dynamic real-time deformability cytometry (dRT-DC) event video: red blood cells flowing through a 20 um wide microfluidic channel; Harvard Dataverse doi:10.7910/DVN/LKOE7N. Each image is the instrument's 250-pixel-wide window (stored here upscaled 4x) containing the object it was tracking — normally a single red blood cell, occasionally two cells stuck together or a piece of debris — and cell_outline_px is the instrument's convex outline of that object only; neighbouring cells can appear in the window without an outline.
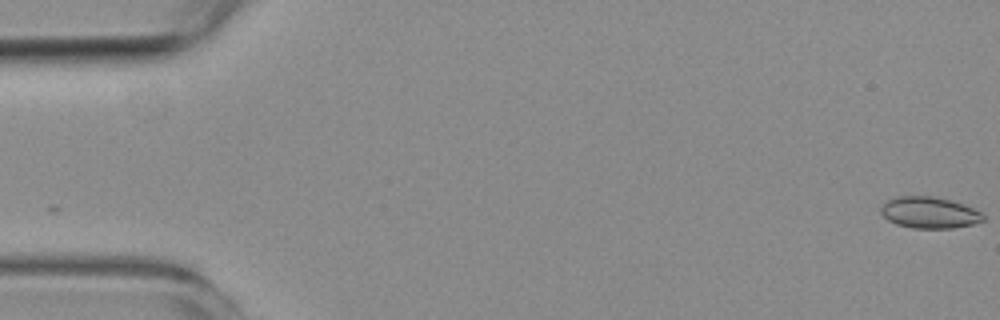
{"species": "common noctule bat (a hibernating species)", "species_latin": "Nyctalus noctula", "temperature_condition": "room temperature", "stored_images_in_passage": 21, "camera_frame_rate_fps": 3000, "um_per_image_px": 0.085, "animal": {"sex": "female", "body_mass_g": 19.3, "forearm_length_mm": 54.1}, "frame": {"image": 1, "passage_image": 1, "time_ms": 0.0, "image_size_px": [1000, 320], "cell_outline_px": [[984, 220], [972, 224], [952, 228], [912, 228], [896, 224], [888, 220], [880, 212], [880, 208], [888, 200], [896, 196], [932, 196], [948, 200], [972, 208], [980, 212], [984, 216]], "centroid_in_image_um": [78.95, 18.08], "position_along_channel_um": 6.0, "area_um2": 18.44}}
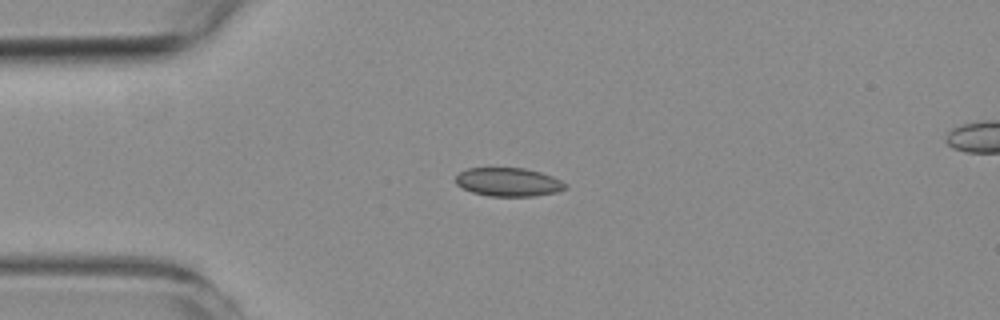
{"frame": {"image": 2, "passage_image": 14, "time_ms": 4.333, "image_size_px": [1000, 320], "cell_outline_px": [[568, 188], [556, 192], [532, 196], [488, 196], [472, 192], [456, 184], [456, 176], [460, 172], [468, 168], [524, 168], [540, 172], [552, 176], [568, 184]], "centroid_in_image_um": [43.23, 15.47], "position_along_channel_um": 41.8, "area_um2": 18.21}}
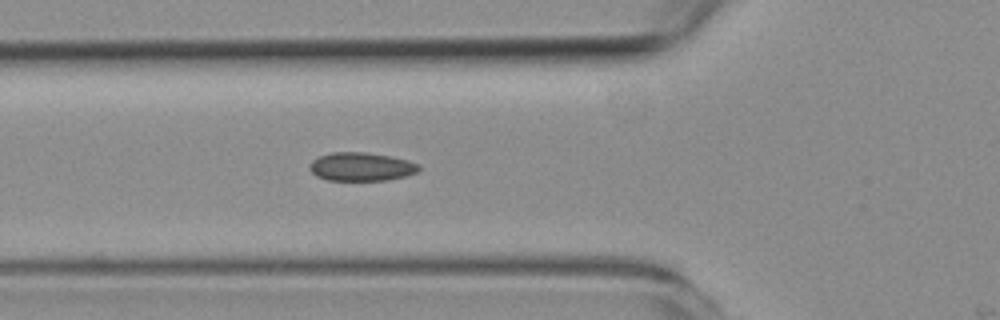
{"frame": {"image": 3, "passage_image": 20, "time_ms": 6.333, "image_size_px": [1000, 320], "cell_outline_px": [[420, 168], [416, 172], [408, 176], [388, 180], [328, 180], [316, 176], [308, 168], [312, 160], [320, 156], [332, 152], [368, 152], [392, 156], [408, 160], [420, 164]], "centroid_in_image_um": [30.73, 14.16], "position_along_channel_um": 95.1, "area_um2": 18.32}}